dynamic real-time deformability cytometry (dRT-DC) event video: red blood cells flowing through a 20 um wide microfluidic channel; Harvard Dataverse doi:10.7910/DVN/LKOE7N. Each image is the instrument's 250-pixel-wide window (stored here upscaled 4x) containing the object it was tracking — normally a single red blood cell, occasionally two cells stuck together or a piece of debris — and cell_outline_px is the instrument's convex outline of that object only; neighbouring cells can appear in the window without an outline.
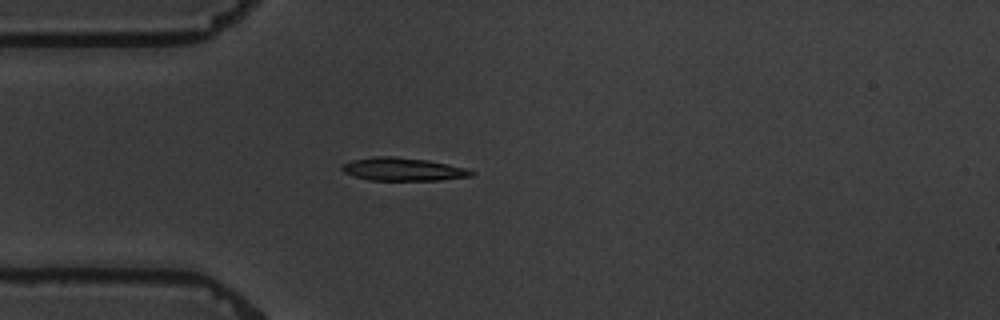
{"species": "common noctule bat (a hibernating species)", "species_latin": "Nyctalus noctula", "temperature_condition": "warm", "stored_images_in_passage": 9, "camera_frame_rate_fps": 3000, "um_per_image_px": 0.085, "animal": {"sex": "male", "body_mass_g": 19.5, "forearm_length_mm": 54.6}, "frame": {"image": 1, "passage_image": 2, "time_ms": 1.333, "image_size_px": [1000, 320], "cell_outline_px": [[476, 172], [472, 176], [440, 180], [368, 180], [344, 172], [340, 168], [344, 164], [352, 160], [372, 156], [392, 156], [428, 160], [468, 168]], "centroid_in_image_um": [34.29, 14.38], "position_along_channel_um": 50.7, "area_um2": 17.4}}
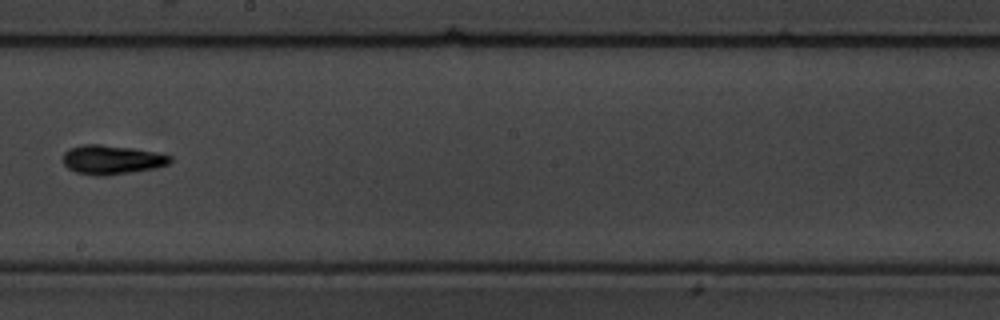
{"frame": {"image": 2, "passage_image": 7, "time_ms": 7.0, "image_size_px": [1000, 320], "cell_outline_px": [[172, 160], [168, 164], [156, 168], [104, 176], [96, 176], [76, 172], [68, 168], [64, 164], [64, 152], [68, 148], [84, 144], [100, 144], [132, 148], [172, 156]], "centroid_in_image_um": [9.48, 13.57], "position_along_channel_um": 238.7, "area_um2": 18.09}}
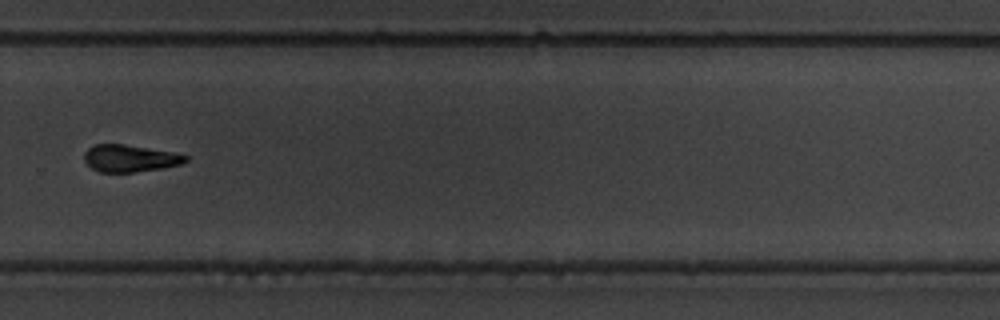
{"frame": {"image": 3, "passage_image": 9, "time_ms": 9.333, "image_size_px": [1000, 320], "cell_outline_px": [[188, 160], [180, 164], [160, 168], [136, 172], [100, 172], [92, 168], [84, 160], [84, 152], [88, 148], [96, 144], [124, 144], [176, 152], [188, 156]], "centroid_in_image_um": [11.05, 13.45], "position_along_channel_um": 318.8, "area_um2": 16.01}}